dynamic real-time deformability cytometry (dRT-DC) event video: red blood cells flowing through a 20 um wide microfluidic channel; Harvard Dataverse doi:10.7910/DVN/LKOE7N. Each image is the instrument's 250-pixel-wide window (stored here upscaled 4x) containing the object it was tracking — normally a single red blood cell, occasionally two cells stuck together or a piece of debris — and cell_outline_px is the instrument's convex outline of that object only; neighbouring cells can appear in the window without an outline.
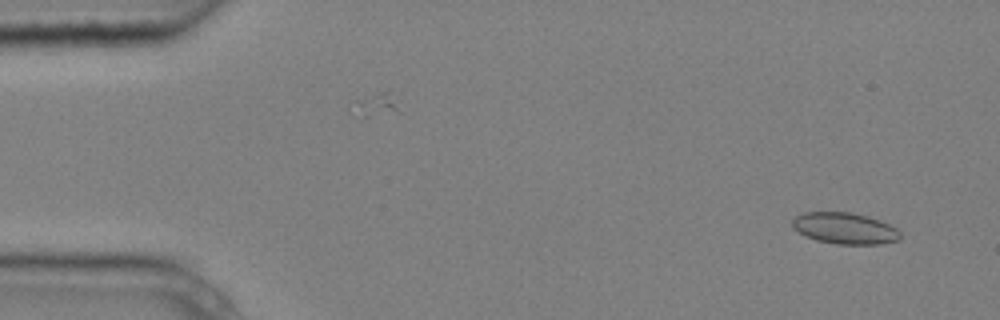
{"species": "common noctule bat (a hibernating species)", "species_latin": "Nyctalus noctula", "temperature_condition": "cold", "stored_images_in_passage": 2, "camera_frame_rate_fps": 3000, "um_per_image_px": 0.085, "animal": {"sex": "male", "body_mass_g": 20.4}, "frame": {"image": 1, "passage_image": 2, "time_ms": 0.333, "image_size_px": [1000, 320], "cell_outline_px": [[900, 240], [880, 244], [836, 244], [816, 240], [804, 236], [792, 228], [792, 220], [796, 216], [804, 212], [852, 212], [868, 216], [880, 220], [896, 228], [900, 232]], "centroid_in_image_um": [71.79, 19.41], "position_along_channel_um": 13.2, "area_um2": 19.88}}